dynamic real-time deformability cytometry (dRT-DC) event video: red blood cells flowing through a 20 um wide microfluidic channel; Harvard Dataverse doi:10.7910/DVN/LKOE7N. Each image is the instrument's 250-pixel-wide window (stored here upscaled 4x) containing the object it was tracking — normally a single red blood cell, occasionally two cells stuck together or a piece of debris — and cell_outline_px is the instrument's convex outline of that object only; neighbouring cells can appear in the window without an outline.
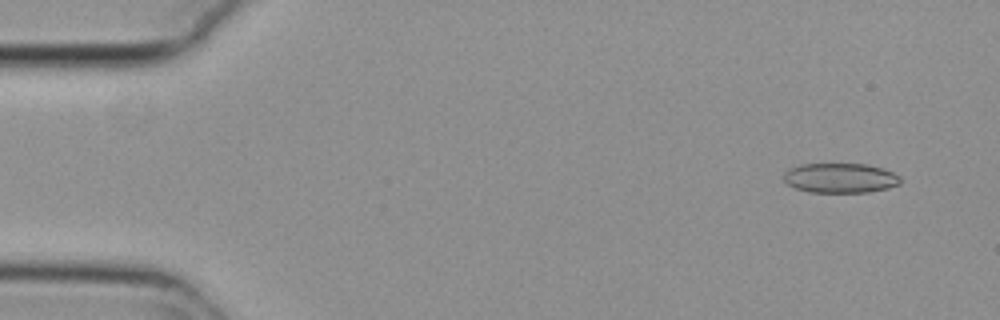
{"species": "common noctule bat (a hibernating species)", "species_latin": "Nyctalus noctula", "temperature_condition": "cold", "stored_images_in_passage": 55, "camera_frame_rate_fps": 3000, "um_per_image_px": 0.085, "animal": {"sex": "female", "body_mass_g": 29.2, "forearm_length_mm": 56.3}, "frame": {"image": 1, "passage_image": 4, "time_ms": 1.0, "image_size_px": [1000, 320], "cell_outline_px": [[900, 184], [888, 188], [868, 192], [808, 192], [796, 188], [788, 184], [784, 180], [784, 172], [788, 168], [800, 164], [868, 164], [884, 168], [900, 176]], "centroid_in_image_um": [71.42, 15.12], "position_along_channel_um": 13.6, "area_um2": 20.35}}
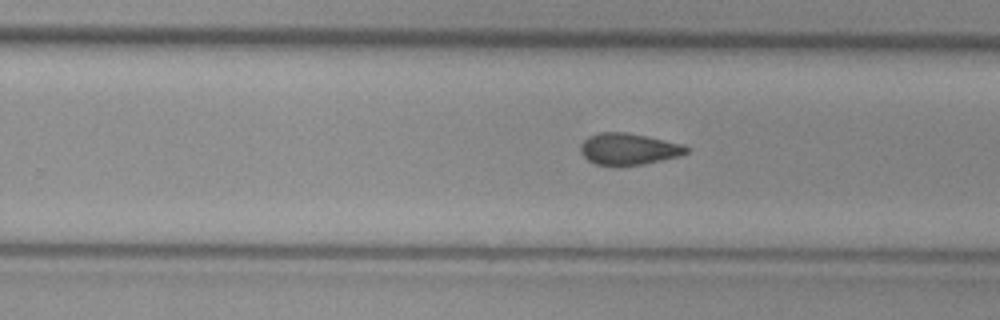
{"frame": {"image": 2, "passage_image": 34, "time_ms": 11.0, "image_size_px": [1000, 320], "cell_outline_px": [[688, 152], [680, 156], [644, 164], [616, 168], [596, 164], [588, 160], [580, 152], [580, 144], [588, 136], [600, 132], [628, 132], [648, 136], [684, 144], [688, 148]], "centroid_in_image_um": [53.42, 12.69], "position_along_channel_um": 276.4, "area_um2": 20.06}}
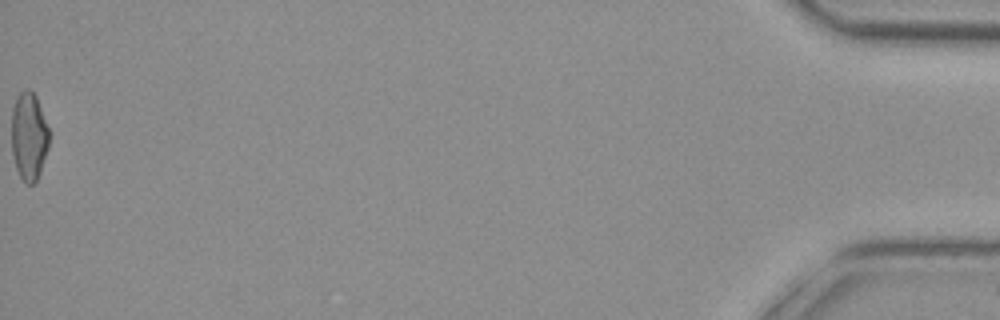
{"frame": {"image": 3, "passage_image": 55, "time_ms": 18.0, "image_size_px": [1000, 320], "cell_outline_px": [[48, 148], [40, 172], [36, 180], [32, 184], [28, 184], [20, 176], [16, 168], [12, 156], [12, 108], [16, 96], [24, 88], [28, 88], [36, 96], [48, 128]], "centroid_in_image_um": [2.44, 11.56], "position_along_channel_um": 432.8, "area_um2": 19.13}, "authors_computed_cell_mechanics": {"area_um2": 20.0566, "velocity_mm_per_s": 3.7877, "shape_relaxation_time_tau1_ms": null, "shape_relaxation_time_tau2_ms": 4.0324, "deformation_change_tau1": null, "deformation_change_tau2": 0.1072}}